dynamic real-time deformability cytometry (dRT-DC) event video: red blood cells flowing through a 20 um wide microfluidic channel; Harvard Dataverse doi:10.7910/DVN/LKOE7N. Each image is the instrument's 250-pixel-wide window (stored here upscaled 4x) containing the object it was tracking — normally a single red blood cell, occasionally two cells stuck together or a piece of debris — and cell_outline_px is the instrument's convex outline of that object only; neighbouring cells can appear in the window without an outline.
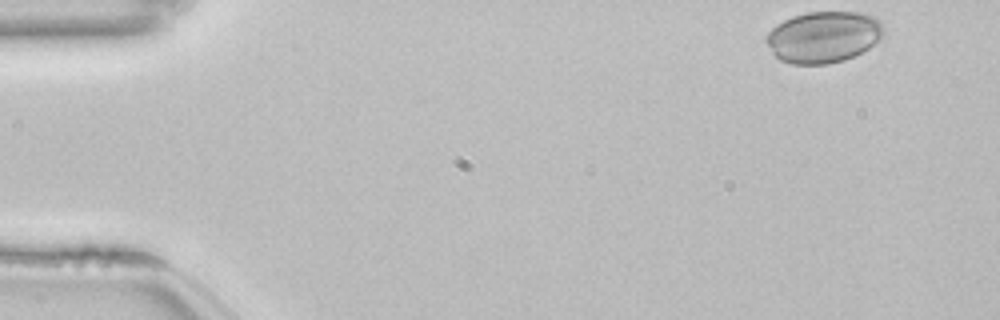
{"species": "common noctule bat (a hibernating species)", "species_latin": "Nyctalus noctula", "temperature_condition": "room temperature", "stored_images_in_passage": 50, "camera_frame_rate_fps": 3000, "um_per_image_px": 0.085, "animal": {"sex": "female", "body_mass_g": 22.7, "forearm_length_mm": 54.2}, "frame": {"image": 1, "passage_image": 1, "time_ms": 0.0, "image_size_px": [1000, 320], "cell_outline_px": [[884, 36], [880, 40], [868, 48], [844, 60], [828, 64], [792, 64], [780, 60], [772, 52], [764, 40], [764, 36], [776, 24], [792, 16], [808, 12], [856, 12], [876, 16], [880, 20], [884, 28]], "centroid_in_image_um": [69.99, 3.13], "position_along_channel_um": 15.0, "area_um2": 35.43}}
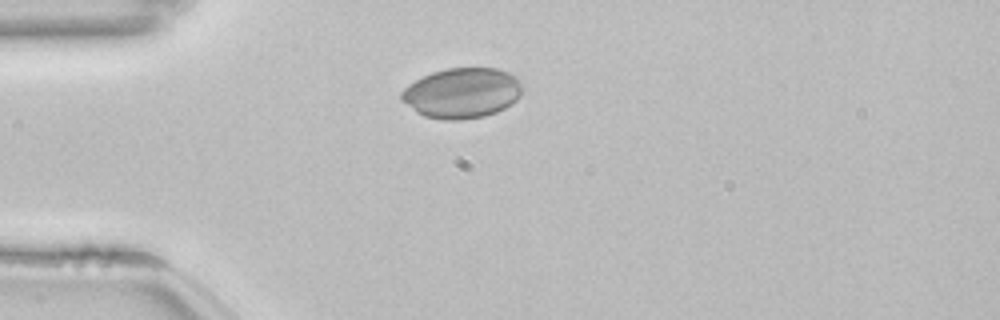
{"frame": {"image": 2, "passage_image": 11, "time_ms": 3.333, "image_size_px": [1000, 320], "cell_outline_px": [[524, 88], [520, 96], [512, 104], [496, 112], [484, 116], [460, 120], [444, 120], [424, 116], [416, 112], [400, 100], [400, 92], [408, 84], [432, 72], [448, 68], [496, 68], [508, 72], [516, 76]], "centroid_in_image_um": [39.27, 7.91], "position_along_channel_um": 45.7, "area_um2": 35.66}}
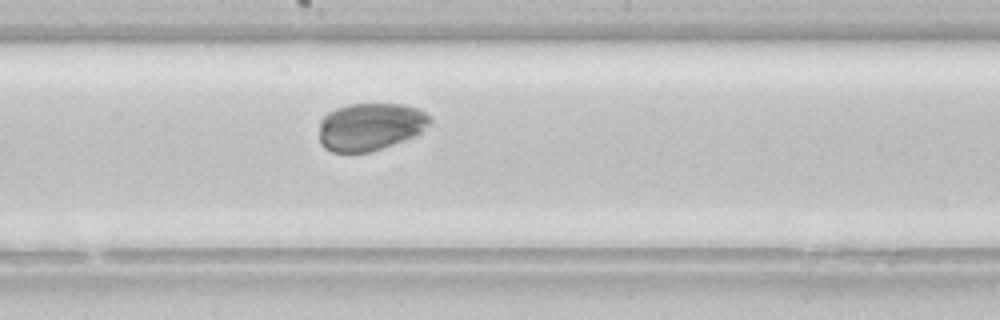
{"frame": {"image": 3, "passage_image": 26, "time_ms": 8.333, "image_size_px": [1000, 320], "cell_outline_px": [[432, 120], [416, 136], [368, 152], [332, 152], [324, 148], [320, 144], [320, 120], [328, 112], [336, 108], [348, 104], [404, 104], [420, 108], [432, 116]], "centroid_in_image_um": [31.48, 10.75], "position_along_channel_um": 216.7, "area_um2": 30.87}}